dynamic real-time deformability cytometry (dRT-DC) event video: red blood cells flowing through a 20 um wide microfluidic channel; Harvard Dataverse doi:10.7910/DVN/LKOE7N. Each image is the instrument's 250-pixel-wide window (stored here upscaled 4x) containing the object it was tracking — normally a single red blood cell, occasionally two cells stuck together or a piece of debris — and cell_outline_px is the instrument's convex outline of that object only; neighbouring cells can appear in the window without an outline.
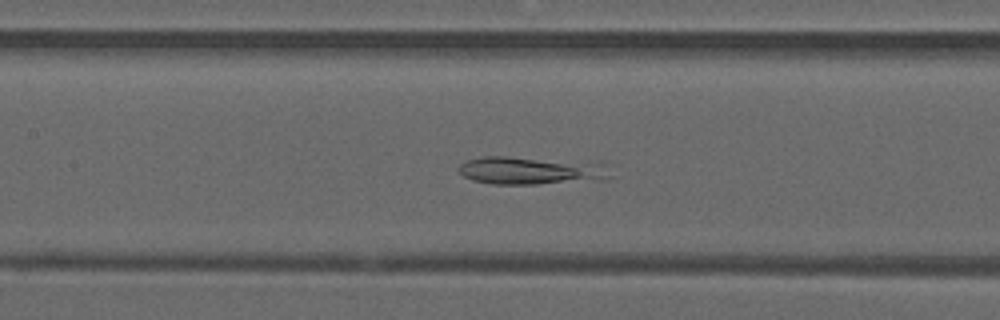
{"species": "common noctule bat (a hibernating species)", "species_latin": "Nyctalus noctula", "temperature_condition": "warm", "stored_images_in_passage": 50, "camera_frame_rate_fps": 3000, "um_per_image_px": 0.085, "animal": {"sex": "male", "forearm_length_mm": 52.5}, "frame": {"image": 1, "passage_image": 23, "time_ms": 7.333, "image_size_px": [1000, 320], "cell_outline_px": [[612, 176], [608, 180], [536, 184], [492, 184], [472, 180], [464, 176], [460, 172], [460, 164], [468, 160], [484, 156], [504, 156], [604, 160], [608, 164]], "centroid_in_image_um": [45.38, 14.46], "position_along_channel_um": 162.0, "area_um2": 26.01}}
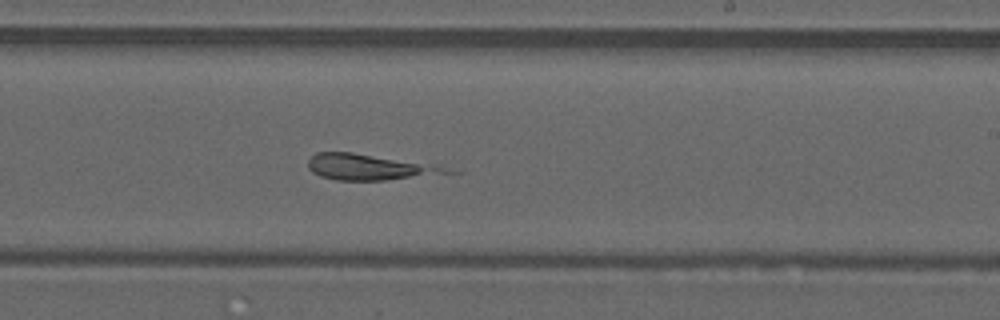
{"frame": {"image": 2, "passage_image": 30, "time_ms": 9.667, "image_size_px": [1000, 320], "cell_outline_px": [[424, 168], [420, 172], [408, 176], [384, 180], [336, 180], [320, 176], [312, 172], [308, 168], [308, 160], [316, 152], [352, 152], [416, 164]], "centroid_in_image_um": [30.53, 14.18], "position_along_channel_um": 258.5, "area_um2": 17.63}}
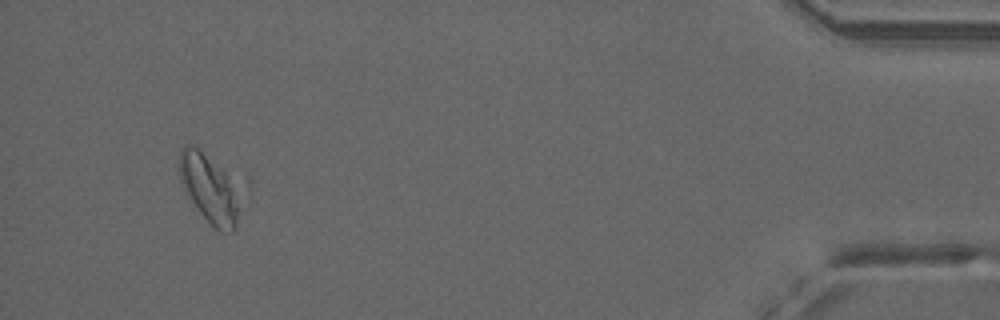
{"frame": {"image": 3, "passage_image": 47, "time_ms": 15.333, "image_size_px": [1000, 320], "cell_outline_px": [[236, 228], [232, 232], [220, 232], [196, 208], [184, 188], [180, 180], [180, 152], [188, 144], [192, 144], [224, 172], [236, 208]], "centroid_in_image_um": [17.66, 16.05], "position_along_channel_um": 417.5, "area_um2": 21.68}}